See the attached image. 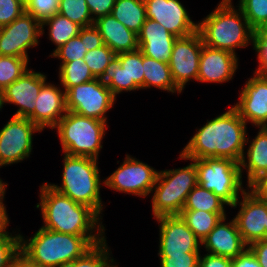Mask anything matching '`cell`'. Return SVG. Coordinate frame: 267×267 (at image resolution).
<instances>
[{"instance_id":"bcb514c9","label":"cell","mask_w":267,"mask_h":267,"mask_svg":"<svg viewBox=\"0 0 267 267\" xmlns=\"http://www.w3.org/2000/svg\"><path fill=\"white\" fill-rule=\"evenodd\" d=\"M232 267H261L257 257L247 247L241 254L237 257L232 258Z\"/></svg>"},{"instance_id":"7c38bea8","label":"cell","mask_w":267,"mask_h":267,"mask_svg":"<svg viewBox=\"0 0 267 267\" xmlns=\"http://www.w3.org/2000/svg\"><path fill=\"white\" fill-rule=\"evenodd\" d=\"M100 80L107 85L116 99L122 92L144 90L142 52L138 49L116 55L106 67Z\"/></svg>"},{"instance_id":"836d02e7","label":"cell","mask_w":267,"mask_h":267,"mask_svg":"<svg viewBox=\"0 0 267 267\" xmlns=\"http://www.w3.org/2000/svg\"><path fill=\"white\" fill-rule=\"evenodd\" d=\"M58 13L81 27L94 25L86 0H59Z\"/></svg>"},{"instance_id":"c3c4849f","label":"cell","mask_w":267,"mask_h":267,"mask_svg":"<svg viewBox=\"0 0 267 267\" xmlns=\"http://www.w3.org/2000/svg\"><path fill=\"white\" fill-rule=\"evenodd\" d=\"M248 188L267 204V173L259 177Z\"/></svg>"},{"instance_id":"277c9868","label":"cell","mask_w":267,"mask_h":267,"mask_svg":"<svg viewBox=\"0 0 267 267\" xmlns=\"http://www.w3.org/2000/svg\"><path fill=\"white\" fill-rule=\"evenodd\" d=\"M233 0H221L216 8L198 21L203 44L237 55L236 49L253 47L255 30Z\"/></svg>"},{"instance_id":"5bb4252c","label":"cell","mask_w":267,"mask_h":267,"mask_svg":"<svg viewBox=\"0 0 267 267\" xmlns=\"http://www.w3.org/2000/svg\"><path fill=\"white\" fill-rule=\"evenodd\" d=\"M202 46L203 41L198 31L177 38L173 45L168 64L173 81L181 91L190 81L197 82Z\"/></svg>"},{"instance_id":"f1b7e54d","label":"cell","mask_w":267,"mask_h":267,"mask_svg":"<svg viewBox=\"0 0 267 267\" xmlns=\"http://www.w3.org/2000/svg\"><path fill=\"white\" fill-rule=\"evenodd\" d=\"M180 216L202 242L211 230L226 217V212H207L202 210H182Z\"/></svg>"},{"instance_id":"f35d334b","label":"cell","mask_w":267,"mask_h":267,"mask_svg":"<svg viewBox=\"0 0 267 267\" xmlns=\"http://www.w3.org/2000/svg\"><path fill=\"white\" fill-rule=\"evenodd\" d=\"M59 0H25V12L31 14L41 24L57 14Z\"/></svg>"},{"instance_id":"30bf717a","label":"cell","mask_w":267,"mask_h":267,"mask_svg":"<svg viewBox=\"0 0 267 267\" xmlns=\"http://www.w3.org/2000/svg\"><path fill=\"white\" fill-rule=\"evenodd\" d=\"M158 173L154 167L127 154L120 166L105 178L104 186L115 192L145 198L151 195Z\"/></svg>"},{"instance_id":"d590c367","label":"cell","mask_w":267,"mask_h":267,"mask_svg":"<svg viewBox=\"0 0 267 267\" xmlns=\"http://www.w3.org/2000/svg\"><path fill=\"white\" fill-rule=\"evenodd\" d=\"M116 57V54L107 46L89 50L84 56V61L95 78H101L108 64Z\"/></svg>"},{"instance_id":"f6af8a7d","label":"cell","mask_w":267,"mask_h":267,"mask_svg":"<svg viewBox=\"0 0 267 267\" xmlns=\"http://www.w3.org/2000/svg\"><path fill=\"white\" fill-rule=\"evenodd\" d=\"M199 267H232V259L209 253L202 256L200 254Z\"/></svg>"},{"instance_id":"4dcf8cb0","label":"cell","mask_w":267,"mask_h":267,"mask_svg":"<svg viewBox=\"0 0 267 267\" xmlns=\"http://www.w3.org/2000/svg\"><path fill=\"white\" fill-rule=\"evenodd\" d=\"M228 206L212 191L196 185L188 194L183 210H202L207 212H227Z\"/></svg>"},{"instance_id":"484cf974","label":"cell","mask_w":267,"mask_h":267,"mask_svg":"<svg viewBox=\"0 0 267 267\" xmlns=\"http://www.w3.org/2000/svg\"><path fill=\"white\" fill-rule=\"evenodd\" d=\"M144 89L152 87L172 94H181L182 91L173 81L169 64L143 55Z\"/></svg>"},{"instance_id":"f907efd6","label":"cell","mask_w":267,"mask_h":267,"mask_svg":"<svg viewBox=\"0 0 267 267\" xmlns=\"http://www.w3.org/2000/svg\"><path fill=\"white\" fill-rule=\"evenodd\" d=\"M14 267H39L38 265L30 263L21 254L17 257Z\"/></svg>"},{"instance_id":"52a82bcc","label":"cell","mask_w":267,"mask_h":267,"mask_svg":"<svg viewBox=\"0 0 267 267\" xmlns=\"http://www.w3.org/2000/svg\"><path fill=\"white\" fill-rule=\"evenodd\" d=\"M107 124L108 122L67 111L53 129L57 130L64 154L99 160L103 139L109 127Z\"/></svg>"},{"instance_id":"d4e9b609","label":"cell","mask_w":267,"mask_h":267,"mask_svg":"<svg viewBox=\"0 0 267 267\" xmlns=\"http://www.w3.org/2000/svg\"><path fill=\"white\" fill-rule=\"evenodd\" d=\"M258 130L252 140L247 135L246 145H249L239 163L242 178L243 173H247V187L267 173V129L261 127Z\"/></svg>"},{"instance_id":"44dd1931","label":"cell","mask_w":267,"mask_h":267,"mask_svg":"<svg viewBox=\"0 0 267 267\" xmlns=\"http://www.w3.org/2000/svg\"><path fill=\"white\" fill-rule=\"evenodd\" d=\"M35 102L34 112L28 119L42 131L45 128L53 130L67 112L66 92L59 84L45 82Z\"/></svg>"},{"instance_id":"8fae6325","label":"cell","mask_w":267,"mask_h":267,"mask_svg":"<svg viewBox=\"0 0 267 267\" xmlns=\"http://www.w3.org/2000/svg\"><path fill=\"white\" fill-rule=\"evenodd\" d=\"M11 117L0 129V168L28 159L33 151V135L43 132L28 118Z\"/></svg>"},{"instance_id":"ac0fdd59","label":"cell","mask_w":267,"mask_h":267,"mask_svg":"<svg viewBox=\"0 0 267 267\" xmlns=\"http://www.w3.org/2000/svg\"><path fill=\"white\" fill-rule=\"evenodd\" d=\"M146 17L160 25L177 38L189 36L198 31L184 4L179 0H144Z\"/></svg>"},{"instance_id":"db71d44e","label":"cell","mask_w":267,"mask_h":267,"mask_svg":"<svg viewBox=\"0 0 267 267\" xmlns=\"http://www.w3.org/2000/svg\"><path fill=\"white\" fill-rule=\"evenodd\" d=\"M3 107H4L3 91L0 90V111L3 109Z\"/></svg>"},{"instance_id":"cb8c5ba5","label":"cell","mask_w":267,"mask_h":267,"mask_svg":"<svg viewBox=\"0 0 267 267\" xmlns=\"http://www.w3.org/2000/svg\"><path fill=\"white\" fill-rule=\"evenodd\" d=\"M103 42L116 55L139 49L138 35L119 22L112 14L102 16L94 21Z\"/></svg>"},{"instance_id":"f546056e","label":"cell","mask_w":267,"mask_h":267,"mask_svg":"<svg viewBox=\"0 0 267 267\" xmlns=\"http://www.w3.org/2000/svg\"><path fill=\"white\" fill-rule=\"evenodd\" d=\"M58 70V81L65 92L73 86L95 79L84 58L60 63Z\"/></svg>"},{"instance_id":"7a4b0ae2","label":"cell","mask_w":267,"mask_h":267,"mask_svg":"<svg viewBox=\"0 0 267 267\" xmlns=\"http://www.w3.org/2000/svg\"><path fill=\"white\" fill-rule=\"evenodd\" d=\"M39 191L40 201L35 207L41 211V227L75 236H106L105 224L91 208L76 203L47 182Z\"/></svg>"},{"instance_id":"f5cc1de1","label":"cell","mask_w":267,"mask_h":267,"mask_svg":"<svg viewBox=\"0 0 267 267\" xmlns=\"http://www.w3.org/2000/svg\"><path fill=\"white\" fill-rule=\"evenodd\" d=\"M7 187H8V183H6L0 178V204H5L3 202L5 201L4 199H5Z\"/></svg>"},{"instance_id":"9c48e42d","label":"cell","mask_w":267,"mask_h":267,"mask_svg":"<svg viewBox=\"0 0 267 267\" xmlns=\"http://www.w3.org/2000/svg\"><path fill=\"white\" fill-rule=\"evenodd\" d=\"M116 98L99 78L71 87L66 92V109L76 114L108 122L107 112Z\"/></svg>"},{"instance_id":"ee69618b","label":"cell","mask_w":267,"mask_h":267,"mask_svg":"<svg viewBox=\"0 0 267 267\" xmlns=\"http://www.w3.org/2000/svg\"><path fill=\"white\" fill-rule=\"evenodd\" d=\"M252 50H255L258 59V66L253 72L267 74V40H254Z\"/></svg>"},{"instance_id":"7bdbcfd3","label":"cell","mask_w":267,"mask_h":267,"mask_svg":"<svg viewBox=\"0 0 267 267\" xmlns=\"http://www.w3.org/2000/svg\"><path fill=\"white\" fill-rule=\"evenodd\" d=\"M116 0H86L92 19L111 14Z\"/></svg>"},{"instance_id":"d6986e66","label":"cell","mask_w":267,"mask_h":267,"mask_svg":"<svg viewBox=\"0 0 267 267\" xmlns=\"http://www.w3.org/2000/svg\"><path fill=\"white\" fill-rule=\"evenodd\" d=\"M47 79L45 73L30 68L3 90L4 105L13 104L18 107L13 116L28 118L34 112L35 100Z\"/></svg>"},{"instance_id":"83f0119b","label":"cell","mask_w":267,"mask_h":267,"mask_svg":"<svg viewBox=\"0 0 267 267\" xmlns=\"http://www.w3.org/2000/svg\"><path fill=\"white\" fill-rule=\"evenodd\" d=\"M41 26L42 36L45 34L44 28L48 26V38L56 47L53 52L71 38L77 37L81 28L80 25L59 13L45 20Z\"/></svg>"},{"instance_id":"b9f144b4","label":"cell","mask_w":267,"mask_h":267,"mask_svg":"<svg viewBox=\"0 0 267 267\" xmlns=\"http://www.w3.org/2000/svg\"><path fill=\"white\" fill-rule=\"evenodd\" d=\"M78 36L84 40V47L88 51L104 45L102 36L94 25L81 27Z\"/></svg>"},{"instance_id":"603a6c76","label":"cell","mask_w":267,"mask_h":267,"mask_svg":"<svg viewBox=\"0 0 267 267\" xmlns=\"http://www.w3.org/2000/svg\"><path fill=\"white\" fill-rule=\"evenodd\" d=\"M176 39L163 25L147 18L138 34V46L146 57L168 63Z\"/></svg>"},{"instance_id":"ba28073f","label":"cell","mask_w":267,"mask_h":267,"mask_svg":"<svg viewBox=\"0 0 267 267\" xmlns=\"http://www.w3.org/2000/svg\"><path fill=\"white\" fill-rule=\"evenodd\" d=\"M198 185L215 193L228 207L235 204L247 190L240 165L232 159L206 157L195 160Z\"/></svg>"},{"instance_id":"7402d4cb","label":"cell","mask_w":267,"mask_h":267,"mask_svg":"<svg viewBox=\"0 0 267 267\" xmlns=\"http://www.w3.org/2000/svg\"><path fill=\"white\" fill-rule=\"evenodd\" d=\"M227 219L226 216L219 221L202 241V246L209 254L232 259L241 254L248 246L243 241L234 218L229 222Z\"/></svg>"},{"instance_id":"e0dca14e","label":"cell","mask_w":267,"mask_h":267,"mask_svg":"<svg viewBox=\"0 0 267 267\" xmlns=\"http://www.w3.org/2000/svg\"><path fill=\"white\" fill-rule=\"evenodd\" d=\"M239 93L238 102L232 106L247 125L263 127L267 123V74L254 72Z\"/></svg>"},{"instance_id":"ffe728a7","label":"cell","mask_w":267,"mask_h":267,"mask_svg":"<svg viewBox=\"0 0 267 267\" xmlns=\"http://www.w3.org/2000/svg\"><path fill=\"white\" fill-rule=\"evenodd\" d=\"M229 51L210 48L203 44L197 81L221 84L234 79L239 65V57Z\"/></svg>"},{"instance_id":"74e56055","label":"cell","mask_w":267,"mask_h":267,"mask_svg":"<svg viewBox=\"0 0 267 267\" xmlns=\"http://www.w3.org/2000/svg\"><path fill=\"white\" fill-rule=\"evenodd\" d=\"M84 46V40H81V38L77 36L60 46L57 50L52 52L49 57H53L54 59L58 58L60 63L82 59L88 51Z\"/></svg>"},{"instance_id":"7dc6e473","label":"cell","mask_w":267,"mask_h":267,"mask_svg":"<svg viewBox=\"0 0 267 267\" xmlns=\"http://www.w3.org/2000/svg\"><path fill=\"white\" fill-rule=\"evenodd\" d=\"M255 254L261 267H267V239L252 243L248 246Z\"/></svg>"},{"instance_id":"9a60e30c","label":"cell","mask_w":267,"mask_h":267,"mask_svg":"<svg viewBox=\"0 0 267 267\" xmlns=\"http://www.w3.org/2000/svg\"><path fill=\"white\" fill-rule=\"evenodd\" d=\"M159 224V250L157 255L201 253L202 242L180 215L154 218ZM201 248V249H200Z\"/></svg>"},{"instance_id":"816d5d0a","label":"cell","mask_w":267,"mask_h":267,"mask_svg":"<svg viewBox=\"0 0 267 267\" xmlns=\"http://www.w3.org/2000/svg\"><path fill=\"white\" fill-rule=\"evenodd\" d=\"M254 40H267V22L255 31Z\"/></svg>"},{"instance_id":"4316f807","label":"cell","mask_w":267,"mask_h":267,"mask_svg":"<svg viewBox=\"0 0 267 267\" xmlns=\"http://www.w3.org/2000/svg\"><path fill=\"white\" fill-rule=\"evenodd\" d=\"M111 14L137 35L146 21L144 0H116Z\"/></svg>"},{"instance_id":"2e32d148","label":"cell","mask_w":267,"mask_h":267,"mask_svg":"<svg viewBox=\"0 0 267 267\" xmlns=\"http://www.w3.org/2000/svg\"><path fill=\"white\" fill-rule=\"evenodd\" d=\"M237 207L239 211L233 218L245 244L250 246L254 242L265 239L267 204L247 188L230 208Z\"/></svg>"},{"instance_id":"4fadbf2b","label":"cell","mask_w":267,"mask_h":267,"mask_svg":"<svg viewBox=\"0 0 267 267\" xmlns=\"http://www.w3.org/2000/svg\"><path fill=\"white\" fill-rule=\"evenodd\" d=\"M42 26L24 12L8 25L0 27V55L30 59L28 49L39 46Z\"/></svg>"},{"instance_id":"5b68a950","label":"cell","mask_w":267,"mask_h":267,"mask_svg":"<svg viewBox=\"0 0 267 267\" xmlns=\"http://www.w3.org/2000/svg\"><path fill=\"white\" fill-rule=\"evenodd\" d=\"M62 161L61 185L51 182L47 184L76 203L88 206L103 220L105 205L101 198L100 188L104 185V178L100 177L98 160L63 153Z\"/></svg>"},{"instance_id":"6da1fadb","label":"cell","mask_w":267,"mask_h":267,"mask_svg":"<svg viewBox=\"0 0 267 267\" xmlns=\"http://www.w3.org/2000/svg\"><path fill=\"white\" fill-rule=\"evenodd\" d=\"M247 124L231 106L197 128L181 154L191 160L206 157L232 159L240 163L247 140Z\"/></svg>"},{"instance_id":"3957f363","label":"cell","mask_w":267,"mask_h":267,"mask_svg":"<svg viewBox=\"0 0 267 267\" xmlns=\"http://www.w3.org/2000/svg\"><path fill=\"white\" fill-rule=\"evenodd\" d=\"M106 236H75L40 227L30 238L20 232V254L39 267H64Z\"/></svg>"},{"instance_id":"e575fe53","label":"cell","mask_w":267,"mask_h":267,"mask_svg":"<svg viewBox=\"0 0 267 267\" xmlns=\"http://www.w3.org/2000/svg\"><path fill=\"white\" fill-rule=\"evenodd\" d=\"M237 2V6L255 31L267 22V0H238Z\"/></svg>"},{"instance_id":"681fc988","label":"cell","mask_w":267,"mask_h":267,"mask_svg":"<svg viewBox=\"0 0 267 267\" xmlns=\"http://www.w3.org/2000/svg\"><path fill=\"white\" fill-rule=\"evenodd\" d=\"M9 223L10 218L7 213L6 204H0V237L7 236L10 233L7 231Z\"/></svg>"},{"instance_id":"1f68e13d","label":"cell","mask_w":267,"mask_h":267,"mask_svg":"<svg viewBox=\"0 0 267 267\" xmlns=\"http://www.w3.org/2000/svg\"><path fill=\"white\" fill-rule=\"evenodd\" d=\"M114 259L107 240L104 239L101 243L94 245L82 257L66 264L64 267H108Z\"/></svg>"},{"instance_id":"8992f818","label":"cell","mask_w":267,"mask_h":267,"mask_svg":"<svg viewBox=\"0 0 267 267\" xmlns=\"http://www.w3.org/2000/svg\"><path fill=\"white\" fill-rule=\"evenodd\" d=\"M179 159L191 163L182 168L159 170L151 192L153 218L180 215L189 192L198 184L195 160L187 159L181 153Z\"/></svg>"},{"instance_id":"6f0895ef","label":"cell","mask_w":267,"mask_h":267,"mask_svg":"<svg viewBox=\"0 0 267 267\" xmlns=\"http://www.w3.org/2000/svg\"><path fill=\"white\" fill-rule=\"evenodd\" d=\"M262 128L267 129V123Z\"/></svg>"},{"instance_id":"9f6ffc18","label":"cell","mask_w":267,"mask_h":267,"mask_svg":"<svg viewBox=\"0 0 267 267\" xmlns=\"http://www.w3.org/2000/svg\"><path fill=\"white\" fill-rule=\"evenodd\" d=\"M265 239H267V221H266V224H265Z\"/></svg>"},{"instance_id":"60d3db41","label":"cell","mask_w":267,"mask_h":267,"mask_svg":"<svg viewBox=\"0 0 267 267\" xmlns=\"http://www.w3.org/2000/svg\"><path fill=\"white\" fill-rule=\"evenodd\" d=\"M160 267H199L200 253L158 255Z\"/></svg>"},{"instance_id":"8d00e7d4","label":"cell","mask_w":267,"mask_h":267,"mask_svg":"<svg viewBox=\"0 0 267 267\" xmlns=\"http://www.w3.org/2000/svg\"><path fill=\"white\" fill-rule=\"evenodd\" d=\"M12 230L7 236L0 237V267H14L20 255V233Z\"/></svg>"},{"instance_id":"11a10c76","label":"cell","mask_w":267,"mask_h":267,"mask_svg":"<svg viewBox=\"0 0 267 267\" xmlns=\"http://www.w3.org/2000/svg\"><path fill=\"white\" fill-rule=\"evenodd\" d=\"M108 267H118V263L114 260Z\"/></svg>"},{"instance_id":"ab89813d","label":"cell","mask_w":267,"mask_h":267,"mask_svg":"<svg viewBox=\"0 0 267 267\" xmlns=\"http://www.w3.org/2000/svg\"><path fill=\"white\" fill-rule=\"evenodd\" d=\"M24 12V0H0V27L10 24Z\"/></svg>"},{"instance_id":"d6a6232c","label":"cell","mask_w":267,"mask_h":267,"mask_svg":"<svg viewBox=\"0 0 267 267\" xmlns=\"http://www.w3.org/2000/svg\"><path fill=\"white\" fill-rule=\"evenodd\" d=\"M28 63L30 60L26 58L0 55V90L3 91L28 71Z\"/></svg>"}]
</instances>
